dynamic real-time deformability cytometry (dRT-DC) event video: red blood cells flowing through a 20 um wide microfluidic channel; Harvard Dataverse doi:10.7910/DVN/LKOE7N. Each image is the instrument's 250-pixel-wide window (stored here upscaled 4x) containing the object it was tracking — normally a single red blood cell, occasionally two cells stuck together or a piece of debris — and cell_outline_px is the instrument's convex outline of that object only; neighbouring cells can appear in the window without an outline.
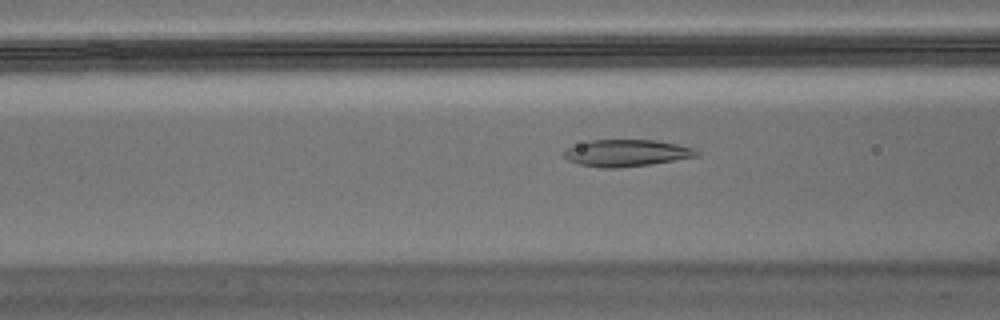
{"species": "Egyptian fruit bat (a non-hibernating species)", "species_latin": "Rousettus aegyptiacus", "temperature_condition": "warm", "stored_images_in_passage": 57, "camera_frame_rate_fps": 3000, "um_per_image_px": 0.085, "animal": {"sex": "male"}, "frame": {"image": 1, "passage_image": 21, "time_ms": 6.667, "image_size_px": [1000, 320], "cell_outline_px": [[700, 156], [648, 164], [620, 168], [600, 168], [580, 164], [568, 160], [564, 156], [564, 152], [568, 148], [588, 140], [656, 140], [696, 148], [700, 152]], "centroid_in_image_um": [53.29, 13.0], "position_along_channel_um": 113.3, "area_um2": 20.69}}
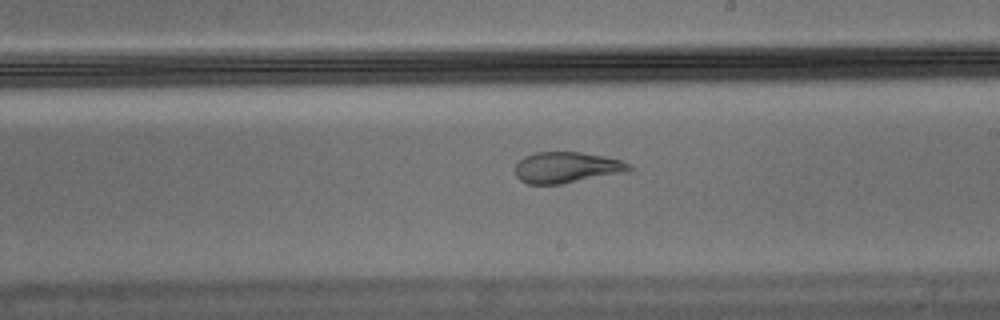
{"frame": {"image": 2, "passage_image": 32, "time_ms": 10.333, "image_size_px": [1000, 320], "cell_outline_px": [[632, 168], [628, 172], [560, 184], [528, 184], [520, 180], [516, 176], [516, 164], [524, 156], [536, 152], [580, 152], [604, 156], [620, 160], [632, 164]], "centroid_in_image_um": [48.19, 14.23], "position_along_channel_um": 240.8, "area_um2": 20.63}}
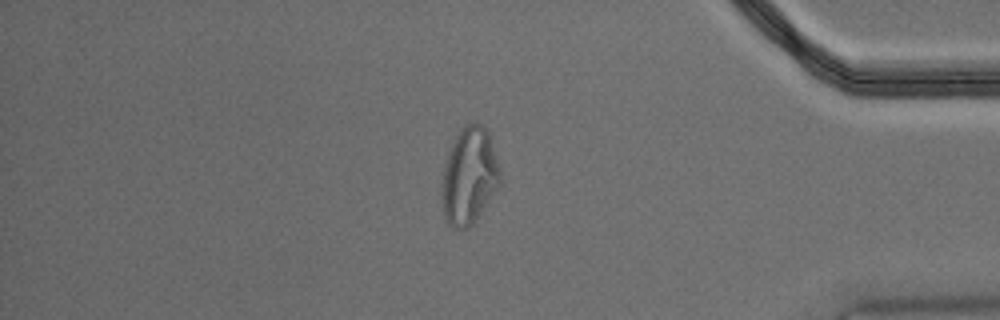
{"frame": {"image": 3, "passage_image": 48, "time_ms": 15.667, "image_size_px": [1000, 320], "cell_outline_px": [[500, 184], [472, 224], [468, 228], [452, 228], [448, 224], [444, 216], [440, 192], [440, 184], [444, 164], [452, 144], [460, 128], [464, 124], [472, 120], [476, 120], [488, 132], [500, 168]], "centroid_in_image_um": [39.85, 14.94], "position_along_channel_um": 395.4, "area_um2": 33.06}}